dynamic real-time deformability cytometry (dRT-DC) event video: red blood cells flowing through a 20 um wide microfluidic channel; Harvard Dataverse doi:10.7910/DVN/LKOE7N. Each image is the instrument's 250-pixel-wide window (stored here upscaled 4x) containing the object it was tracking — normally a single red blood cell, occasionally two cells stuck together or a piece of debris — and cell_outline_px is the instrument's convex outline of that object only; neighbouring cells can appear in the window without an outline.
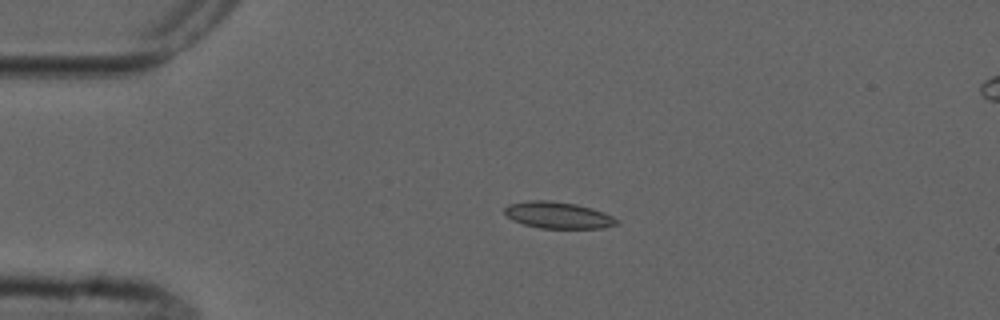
{"species": "common noctule bat (a hibernating species)", "species_latin": "Nyctalus noctula", "temperature_condition": "cold", "stored_images_in_passage": 5, "camera_frame_rate_fps": 3000, "um_per_image_px": 0.085, "animal": {"sex": "male", "forearm_length_mm": 52.5}, "frame": {"image": 1, "passage_image": 3, "time_ms": 3.333, "image_size_px": [1000, 320], "cell_outline_px": [[620, 224], [604, 228], [540, 228], [524, 224], [512, 220], [504, 212], [504, 208], [508, 204], [528, 200], [552, 200], [576, 204], [592, 208], [604, 212], [620, 220]], "centroid_in_image_um": [47.46, 18.28], "position_along_channel_um": 37.5, "area_um2": 17.57}}